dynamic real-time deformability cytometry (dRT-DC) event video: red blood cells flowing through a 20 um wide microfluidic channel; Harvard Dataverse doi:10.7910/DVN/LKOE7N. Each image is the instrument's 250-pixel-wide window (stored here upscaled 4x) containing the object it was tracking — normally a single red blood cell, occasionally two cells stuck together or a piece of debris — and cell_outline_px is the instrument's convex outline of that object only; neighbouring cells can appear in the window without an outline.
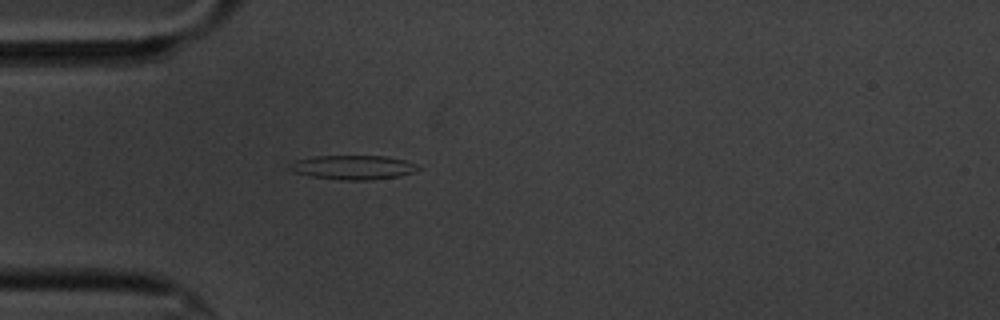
{"species": "common noctule bat (a hibernating species)", "species_latin": "Nyctalus noctula", "temperature_condition": "cold", "stored_images_in_passage": 2, "camera_frame_rate_fps": 3000, "um_per_image_px": 0.085, "animal": {"sex": "male", "body_mass_g": 20.1, "forearm_length_mm": 53.5}, "frame": {"image": 1, "passage_image": 2, "time_ms": 1.333, "image_size_px": [1000, 320], "cell_outline_px": [[420, 168], [416, 172], [400, 176], [368, 180], [340, 180], [312, 176], [292, 172], [288, 168], [288, 164], [296, 160], [316, 156], [384, 156], [404, 160], [416, 164]], "centroid_in_image_um": [30.0, 14.23], "position_along_channel_um": 55.0, "area_um2": 18.15}}